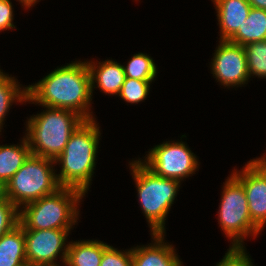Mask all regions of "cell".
<instances>
[{
  "mask_svg": "<svg viewBox=\"0 0 266 266\" xmlns=\"http://www.w3.org/2000/svg\"><path fill=\"white\" fill-rule=\"evenodd\" d=\"M26 87L28 103L72 110L85 120L96 119L90 107L93 94L86 61L76 60L57 67L34 85Z\"/></svg>",
  "mask_w": 266,
  "mask_h": 266,
  "instance_id": "cell-1",
  "label": "cell"
},
{
  "mask_svg": "<svg viewBox=\"0 0 266 266\" xmlns=\"http://www.w3.org/2000/svg\"><path fill=\"white\" fill-rule=\"evenodd\" d=\"M98 124L95 119L84 120L55 159L56 165H61L60 173L56 174L61 187L74 188L84 194L88 192L101 136Z\"/></svg>",
  "mask_w": 266,
  "mask_h": 266,
  "instance_id": "cell-2",
  "label": "cell"
},
{
  "mask_svg": "<svg viewBox=\"0 0 266 266\" xmlns=\"http://www.w3.org/2000/svg\"><path fill=\"white\" fill-rule=\"evenodd\" d=\"M26 121L25 136L31 154L55 160L63 151L72 133L85 120L68 109L50 108Z\"/></svg>",
  "mask_w": 266,
  "mask_h": 266,
  "instance_id": "cell-3",
  "label": "cell"
},
{
  "mask_svg": "<svg viewBox=\"0 0 266 266\" xmlns=\"http://www.w3.org/2000/svg\"><path fill=\"white\" fill-rule=\"evenodd\" d=\"M85 194L77 189L61 187L19 209V224L24 230L72 229L78 221L79 203Z\"/></svg>",
  "mask_w": 266,
  "mask_h": 266,
  "instance_id": "cell-4",
  "label": "cell"
},
{
  "mask_svg": "<svg viewBox=\"0 0 266 266\" xmlns=\"http://www.w3.org/2000/svg\"><path fill=\"white\" fill-rule=\"evenodd\" d=\"M143 159L129 162L140 207L147 219L151 234L165 233V220L179 191L180 182L155 175Z\"/></svg>",
  "mask_w": 266,
  "mask_h": 266,
  "instance_id": "cell-5",
  "label": "cell"
},
{
  "mask_svg": "<svg viewBox=\"0 0 266 266\" xmlns=\"http://www.w3.org/2000/svg\"><path fill=\"white\" fill-rule=\"evenodd\" d=\"M55 164L53 159L30 154L5 184V196L20 209L25 204L56 192L61 186L55 173Z\"/></svg>",
  "mask_w": 266,
  "mask_h": 266,
  "instance_id": "cell-6",
  "label": "cell"
},
{
  "mask_svg": "<svg viewBox=\"0 0 266 266\" xmlns=\"http://www.w3.org/2000/svg\"><path fill=\"white\" fill-rule=\"evenodd\" d=\"M218 211L219 227L228 239L230 247H245L249 235L255 239L261 230L252 222L243 185L232 175L226 179Z\"/></svg>",
  "mask_w": 266,
  "mask_h": 266,
  "instance_id": "cell-7",
  "label": "cell"
},
{
  "mask_svg": "<svg viewBox=\"0 0 266 266\" xmlns=\"http://www.w3.org/2000/svg\"><path fill=\"white\" fill-rule=\"evenodd\" d=\"M143 164L155 175L182 182L199 167L196 155L182 141H166L147 151Z\"/></svg>",
  "mask_w": 266,
  "mask_h": 266,
  "instance_id": "cell-8",
  "label": "cell"
},
{
  "mask_svg": "<svg viewBox=\"0 0 266 266\" xmlns=\"http://www.w3.org/2000/svg\"><path fill=\"white\" fill-rule=\"evenodd\" d=\"M71 229L24 230L26 260L29 266L59 265L60 259L65 264L69 244L67 238Z\"/></svg>",
  "mask_w": 266,
  "mask_h": 266,
  "instance_id": "cell-9",
  "label": "cell"
},
{
  "mask_svg": "<svg viewBox=\"0 0 266 266\" xmlns=\"http://www.w3.org/2000/svg\"><path fill=\"white\" fill-rule=\"evenodd\" d=\"M211 59V72L224 87L247 84L250 79L244 46L228 40H220Z\"/></svg>",
  "mask_w": 266,
  "mask_h": 266,
  "instance_id": "cell-10",
  "label": "cell"
},
{
  "mask_svg": "<svg viewBox=\"0 0 266 266\" xmlns=\"http://www.w3.org/2000/svg\"><path fill=\"white\" fill-rule=\"evenodd\" d=\"M232 175L243 185L252 222L260 229L266 225V172L253 160Z\"/></svg>",
  "mask_w": 266,
  "mask_h": 266,
  "instance_id": "cell-11",
  "label": "cell"
},
{
  "mask_svg": "<svg viewBox=\"0 0 266 266\" xmlns=\"http://www.w3.org/2000/svg\"><path fill=\"white\" fill-rule=\"evenodd\" d=\"M153 243L132 249L131 266H183L173 245L165 242L164 233L151 234Z\"/></svg>",
  "mask_w": 266,
  "mask_h": 266,
  "instance_id": "cell-12",
  "label": "cell"
},
{
  "mask_svg": "<svg viewBox=\"0 0 266 266\" xmlns=\"http://www.w3.org/2000/svg\"><path fill=\"white\" fill-rule=\"evenodd\" d=\"M216 7L220 40H229L248 17V0H211Z\"/></svg>",
  "mask_w": 266,
  "mask_h": 266,
  "instance_id": "cell-13",
  "label": "cell"
},
{
  "mask_svg": "<svg viewBox=\"0 0 266 266\" xmlns=\"http://www.w3.org/2000/svg\"><path fill=\"white\" fill-rule=\"evenodd\" d=\"M86 62L91 76V93H93V89L97 86V88L101 89L100 92L118 96L125 80L123 65L110 59L98 63L92 61Z\"/></svg>",
  "mask_w": 266,
  "mask_h": 266,
  "instance_id": "cell-14",
  "label": "cell"
},
{
  "mask_svg": "<svg viewBox=\"0 0 266 266\" xmlns=\"http://www.w3.org/2000/svg\"><path fill=\"white\" fill-rule=\"evenodd\" d=\"M22 265L28 264L24 229L18 224L0 237V266Z\"/></svg>",
  "mask_w": 266,
  "mask_h": 266,
  "instance_id": "cell-15",
  "label": "cell"
},
{
  "mask_svg": "<svg viewBox=\"0 0 266 266\" xmlns=\"http://www.w3.org/2000/svg\"><path fill=\"white\" fill-rule=\"evenodd\" d=\"M65 266H100L108 244L100 240H81L68 243Z\"/></svg>",
  "mask_w": 266,
  "mask_h": 266,
  "instance_id": "cell-16",
  "label": "cell"
},
{
  "mask_svg": "<svg viewBox=\"0 0 266 266\" xmlns=\"http://www.w3.org/2000/svg\"><path fill=\"white\" fill-rule=\"evenodd\" d=\"M21 144L0 145V182L5 185L31 154L26 136Z\"/></svg>",
  "mask_w": 266,
  "mask_h": 266,
  "instance_id": "cell-17",
  "label": "cell"
},
{
  "mask_svg": "<svg viewBox=\"0 0 266 266\" xmlns=\"http://www.w3.org/2000/svg\"><path fill=\"white\" fill-rule=\"evenodd\" d=\"M263 40H266V10L251 7L246 20L228 41L245 46Z\"/></svg>",
  "mask_w": 266,
  "mask_h": 266,
  "instance_id": "cell-18",
  "label": "cell"
},
{
  "mask_svg": "<svg viewBox=\"0 0 266 266\" xmlns=\"http://www.w3.org/2000/svg\"><path fill=\"white\" fill-rule=\"evenodd\" d=\"M21 84L12 77L0 70V132L2 131L5 116L8 114L10 107L15 102L21 104L26 102L27 87H20Z\"/></svg>",
  "mask_w": 266,
  "mask_h": 266,
  "instance_id": "cell-19",
  "label": "cell"
},
{
  "mask_svg": "<svg viewBox=\"0 0 266 266\" xmlns=\"http://www.w3.org/2000/svg\"><path fill=\"white\" fill-rule=\"evenodd\" d=\"M123 66L125 77L141 81H154L157 75V66L148 54H134Z\"/></svg>",
  "mask_w": 266,
  "mask_h": 266,
  "instance_id": "cell-20",
  "label": "cell"
},
{
  "mask_svg": "<svg viewBox=\"0 0 266 266\" xmlns=\"http://www.w3.org/2000/svg\"><path fill=\"white\" fill-rule=\"evenodd\" d=\"M249 77L266 78V40L244 46Z\"/></svg>",
  "mask_w": 266,
  "mask_h": 266,
  "instance_id": "cell-21",
  "label": "cell"
},
{
  "mask_svg": "<svg viewBox=\"0 0 266 266\" xmlns=\"http://www.w3.org/2000/svg\"><path fill=\"white\" fill-rule=\"evenodd\" d=\"M152 82L125 77L118 97L120 96L124 101L131 104L144 101L150 92L149 89Z\"/></svg>",
  "mask_w": 266,
  "mask_h": 266,
  "instance_id": "cell-22",
  "label": "cell"
},
{
  "mask_svg": "<svg viewBox=\"0 0 266 266\" xmlns=\"http://www.w3.org/2000/svg\"><path fill=\"white\" fill-rule=\"evenodd\" d=\"M19 224V209L6 197L0 199V237Z\"/></svg>",
  "mask_w": 266,
  "mask_h": 266,
  "instance_id": "cell-23",
  "label": "cell"
},
{
  "mask_svg": "<svg viewBox=\"0 0 266 266\" xmlns=\"http://www.w3.org/2000/svg\"><path fill=\"white\" fill-rule=\"evenodd\" d=\"M132 265V248L129 250H117L108 245L102 255L100 266H131Z\"/></svg>",
  "mask_w": 266,
  "mask_h": 266,
  "instance_id": "cell-24",
  "label": "cell"
},
{
  "mask_svg": "<svg viewBox=\"0 0 266 266\" xmlns=\"http://www.w3.org/2000/svg\"><path fill=\"white\" fill-rule=\"evenodd\" d=\"M245 247H229L223 259L216 266H253Z\"/></svg>",
  "mask_w": 266,
  "mask_h": 266,
  "instance_id": "cell-25",
  "label": "cell"
},
{
  "mask_svg": "<svg viewBox=\"0 0 266 266\" xmlns=\"http://www.w3.org/2000/svg\"><path fill=\"white\" fill-rule=\"evenodd\" d=\"M11 0H0V32L7 29H14L13 8Z\"/></svg>",
  "mask_w": 266,
  "mask_h": 266,
  "instance_id": "cell-26",
  "label": "cell"
},
{
  "mask_svg": "<svg viewBox=\"0 0 266 266\" xmlns=\"http://www.w3.org/2000/svg\"><path fill=\"white\" fill-rule=\"evenodd\" d=\"M252 8L266 10V0H248Z\"/></svg>",
  "mask_w": 266,
  "mask_h": 266,
  "instance_id": "cell-27",
  "label": "cell"
},
{
  "mask_svg": "<svg viewBox=\"0 0 266 266\" xmlns=\"http://www.w3.org/2000/svg\"><path fill=\"white\" fill-rule=\"evenodd\" d=\"M252 160L266 172V155Z\"/></svg>",
  "mask_w": 266,
  "mask_h": 266,
  "instance_id": "cell-28",
  "label": "cell"
},
{
  "mask_svg": "<svg viewBox=\"0 0 266 266\" xmlns=\"http://www.w3.org/2000/svg\"><path fill=\"white\" fill-rule=\"evenodd\" d=\"M20 3H22V6L25 7V9H29L30 7L34 6L36 2H39V0H17Z\"/></svg>",
  "mask_w": 266,
  "mask_h": 266,
  "instance_id": "cell-29",
  "label": "cell"
},
{
  "mask_svg": "<svg viewBox=\"0 0 266 266\" xmlns=\"http://www.w3.org/2000/svg\"><path fill=\"white\" fill-rule=\"evenodd\" d=\"M5 196V185L0 182V199Z\"/></svg>",
  "mask_w": 266,
  "mask_h": 266,
  "instance_id": "cell-30",
  "label": "cell"
}]
</instances>
